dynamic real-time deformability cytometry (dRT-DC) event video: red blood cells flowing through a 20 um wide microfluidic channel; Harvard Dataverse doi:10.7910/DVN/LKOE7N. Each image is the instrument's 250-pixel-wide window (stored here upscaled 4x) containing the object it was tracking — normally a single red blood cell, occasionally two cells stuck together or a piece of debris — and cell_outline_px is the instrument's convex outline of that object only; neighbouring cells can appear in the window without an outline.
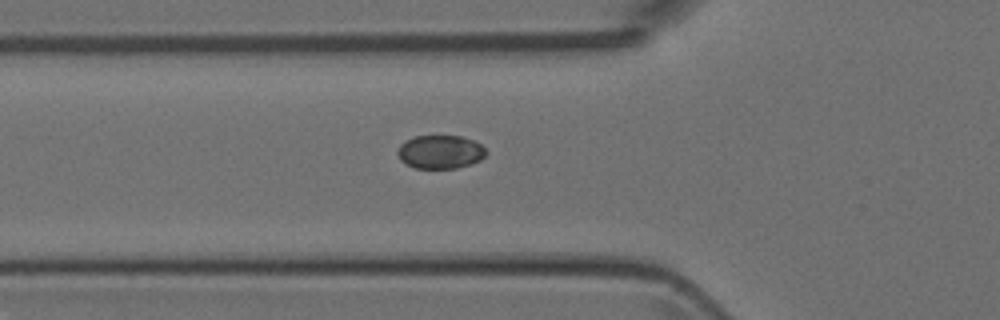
{"species": "Egyptian fruit bat (a non-hibernating species)", "species_latin": "Rousettus aegyptiacus", "temperature_condition": "room temperature", "stored_images_in_passage": 6, "camera_frame_rate_fps": 3000, "um_per_image_px": 0.085, "animal": {"sex": "female"}, "frame": {"image": 1, "passage_image": 6, "time_ms": 5.667, "image_size_px": [1000, 320], "cell_outline_px": [[488, 152], [480, 160], [456, 168], [416, 168], [400, 160], [396, 152], [400, 144], [404, 140], [416, 136], [460, 136], [472, 140], [480, 144]], "centroid_in_image_um": [37.39, 12.9], "position_along_channel_um": 88.4, "area_um2": 17.17}}